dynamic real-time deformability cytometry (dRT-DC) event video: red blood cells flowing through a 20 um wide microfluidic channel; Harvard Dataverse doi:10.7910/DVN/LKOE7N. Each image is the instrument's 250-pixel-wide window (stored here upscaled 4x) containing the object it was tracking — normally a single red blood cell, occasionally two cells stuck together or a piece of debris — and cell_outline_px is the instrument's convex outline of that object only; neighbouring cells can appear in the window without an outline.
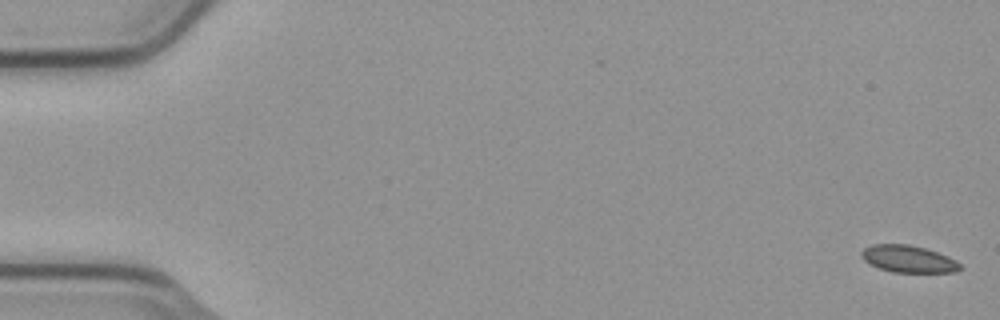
{"species": "common noctule bat (a hibernating species)", "species_latin": "Nyctalus noctula", "temperature_condition": "cold", "stored_images_in_passage": 55, "camera_frame_rate_fps": 3000, "um_per_image_px": 0.085, "animal": {"sex": "male", "body_mass_g": 23.1, "forearm_length_mm": 52.7}, "frame": {"image": 1, "passage_image": 1, "time_ms": 0.0, "image_size_px": [1000, 320], "cell_outline_px": [[964, 268], [956, 272], [892, 272], [868, 264], [860, 256], [860, 252], [864, 248], [872, 244], [908, 244], [924, 248], [948, 256], [956, 260]], "centroid_in_image_um": [77.2, 22.01], "position_along_channel_um": 7.8, "area_um2": 15.66}}
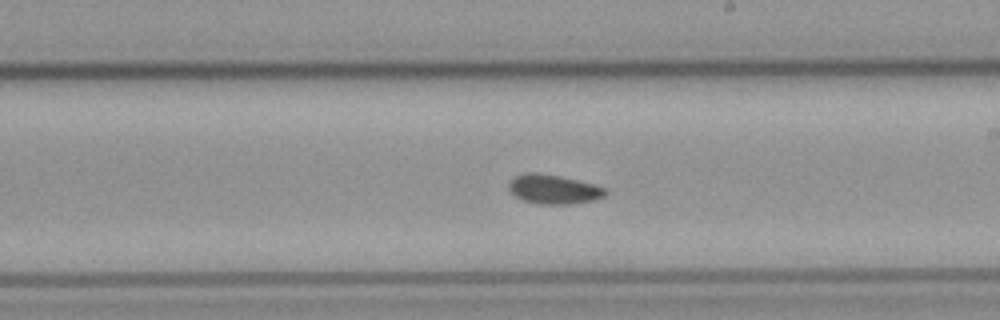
{"frame": {"image": 2, "passage_image": 32, "time_ms": 10.333, "image_size_px": [1000, 320], "cell_outline_px": [[608, 192], [604, 196], [596, 200], [572, 204], [536, 204], [524, 200], [516, 196], [508, 188], [508, 184], [516, 176], [528, 172], [536, 172], [560, 176], [592, 184], [604, 188]], "centroid_in_image_um": [47.07, 16.1], "position_along_channel_um": 241.9, "area_um2": 16.36}}
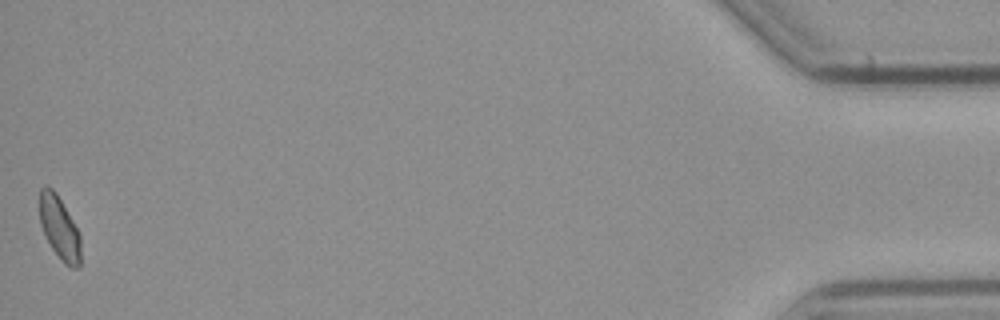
{"frame": {"image": 3, "passage_image": 55, "time_ms": 18.0, "image_size_px": [1000, 320], "cell_outline_px": [[80, 268], [72, 268], [64, 264], [52, 248], [44, 236], [40, 224], [40, 188], [52, 188], [56, 192], [76, 228], [80, 236]], "centroid_in_image_um": [5.05, 19.42], "position_along_channel_um": 430.2, "area_um2": 14.85}, "authors_computed_cell_mechanics": {"area_um2": 15.895, "velocity_mm_per_s": 3.7577, "shape_relaxation_time_tau1_ms": 2.2151, "shape_relaxation_time_tau2_ms": 1.9596, "deformation_change_tau1": 0.0576, "deformation_change_tau2": 0.065}}